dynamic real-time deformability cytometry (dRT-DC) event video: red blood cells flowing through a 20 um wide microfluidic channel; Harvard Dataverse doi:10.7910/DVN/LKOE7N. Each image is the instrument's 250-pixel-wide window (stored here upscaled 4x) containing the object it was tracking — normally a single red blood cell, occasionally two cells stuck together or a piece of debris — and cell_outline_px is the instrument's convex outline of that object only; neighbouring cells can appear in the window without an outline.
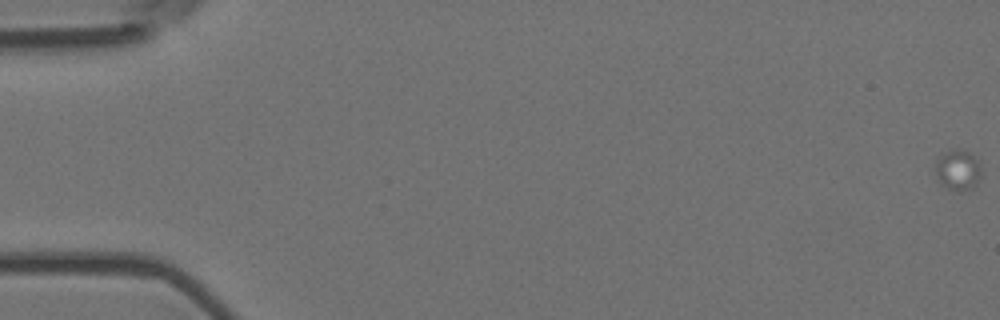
{"species": "Egyptian fruit bat (a non-hibernating species)", "species_latin": "Rousettus aegyptiacus", "temperature_condition": "room temperature", "stored_images_in_passage": 5, "camera_frame_rate_fps": 3000, "um_per_image_px": 0.085, "animal": {"sex": "female"}, "frame": {"image": 1, "passage_image": 1, "time_ms": 0.0, "image_size_px": [1000, 320], "cell_outline_px": [[980, 176], [976, 184], [968, 188], [948, 188], [936, 180], [936, 164], [940, 156], [944, 152], [952, 148], [956, 148], [968, 152], [980, 160]], "centroid_in_image_um": [81.41, 14.38], "position_along_channel_um": 3.6, "area_um2": 10.52}}